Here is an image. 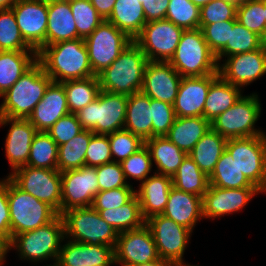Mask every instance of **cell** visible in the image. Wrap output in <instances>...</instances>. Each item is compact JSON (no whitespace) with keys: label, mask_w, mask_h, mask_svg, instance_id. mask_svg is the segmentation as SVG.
<instances>
[{"label":"cell","mask_w":266,"mask_h":266,"mask_svg":"<svg viewBox=\"0 0 266 266\" xmlns=\"http://www.w3.org/2000/svg\"><path fill=\"white\" fill-rule=\"evenodd\" d=\"M182 76L169 62L149 61L145 68L141 92L148 97L174 104Z\"/></svg>","instance_id":"20"},{"label":"cell","mask_w":266,"mask_h":266,"mask_svg":"<svg viewBox=\"0 0 266 266\" xmlns=\"http://www.w3.org/2000/svg\"><path fill=\"white\" fill-rule=\"evenodd\" d=\"M227 139L212 128L199 140L188 154L201 171L209 176L226 149Z\"/></svg>","instance_id":"34"},{"label":"cell","mask_w":266,"mask_h":266,"mask_svg":"<svg viewBox=\"0 0 266 266\" xmlns=\"http://www.w3.org/2000/svg\"><path fill=\"white\" fill-rule=\"evenodd\" d=\"M99 192L114 188L132 187L127 182L119 162H110L96 167Z\"/></svg>","instance_id":"51"},{"label":"cell","mask_w":266,"mask_h":266,"mask_svg":"<svg viewBox=\"0 0 266 266\" xmlns=\"http://www.w3.org/2000/svg\"><path fill=\"white\" fill-rule=\"evenodd\" d=\"M65 242L64 222L58 215L50 223L35 230L17 234L11 238V250L16 249L18 257L31 263L52 259L56 262L61 245Z\"/></svg>","instance_id":"4"},{"label":"cell","mask_w":266,"mask_h":266,"mask_svg":"<svg viewBox=\"0 0 266 266\" xmlns=\"http://www.w3.org/2000/svg\"><path fill=\"white\" fill-rule=\"evenodd\" d=\"M115 246L87 244L68 239L61 245L57 263L60 266H112L115 263Z\"/></svg>","instance_id":"23"},{"label":"cell","mask_w":266,"mask_h":266,"mask_svg":"<svg viewBox=\"0 0 266 266\" xmlns=\"http://www.w3.org/2000/svg\"><path fill=\"white\" fill-rule=\"evenodd\" d=\"M145 224L152 232L159 257L172 266H187L184 252L189 245L192 231L163 215H155Z\"/></svg>","instance_id":"13"},{"label":"cell","mask_w":266,"mask_h":266,"mask_svg":"<svg viewBox=\"0 0 266 266\" xmlns=\"http://www.w3.org/2000/svg\"><path fill=\"white\" fill-rule=\"evenodd\" d=\"M94 133L83 130L65 144L58 146L57 170L64 172L85 166V156Z\"/></svg>","instance_id":"39"},{"label":"cell","mask_w":266,"mask_h":266,"mask_svg":"<svg viewBox=\"0 0 266 266\" xmlns=\"http://www.w3.org/2000/svg\"><path fill=\"white\" fill-rule=\"evenodd\" d=\"M61 217L66 241L69 239L87 244L116 245L117 231L92 206L69 209Z\"/></svg>","instance_id":"8"},{"label":"cell","mask_w":266,"mask_h":266,"mask_svg":"<svg viewBox=\"0 0 266 266\" xmlns=\"http://www.w3.org/2000/svg\"><path fill=\"white\" fill-rule=\"evenodd\" d=\"M77 34L80 38L88 37L105 19L96 11L90 0H70Z\"/></svg>","instance_id":"44"},{"label":"cell","mask_w":266,"mask_h":266,"mask_svg":"<svg viewBox=\"0 0 266 266\" xmlns=\"http://www.w3.org/2000/svg\"><path fill=\"white\" fill-rule=\"evenodd\" d=\"M94 75L109 67L133 40L114 24L102 22L84 39Z\"/></svg>","instance_id":"11"},{"label":"cell","mask_w":266,"mask_h":266,"mask_svg":"<svg viewBox=\"0 0 266 266\" xmlns=\"http://www.w3.org/2000/svg\"><path fill=\"white\" fill-rule=\"evenodd\" d=\"M0 51H36L22 37L12 8L0 9Z\"/></svg>","instance_id":"42"},{"label":"cell","mask_w":266,"mask_h":266,"mask_svg":"<svg viewBox=\"0 0 266 266\" xmlns=\"http://www.w3.org/2000/svg\"><path fill=\"white\" fill-rule=\"evenodd\" d=\"M115 263L132 266L160 259L149 227L144 224L138 229L118 233L114 247Z\"/></svg>","instance_id":"17"},{"label":"cell","mask_w":266,"mask_h":266,"mask_svg":"<svg viewBox=\"0 0 266 266\" xmlns=\"http://www.w3.org/2000/svg\"><path fill=\"white\" fill-rule=\"evenodd\" d=\"M52 79L37 61L1 98L0 116L28 118L42 100Z\"/></svg>","instance_id":"3"},{"label":"cell","mask_w":266,"mask_h":266,"mask_svg":"<svg viewBox=\"0 0 266 266\" xmlns=\"http://www.w3.org/2000/svg\"><path fill=\"white\" fill-rule=\"evenodd\" d=\"M37 61L54 82L86 79L95 76L84 39L77 38L44 46Z\"/></svg>","instance_id":"1"},{"label":"cell","mask_w":266,"mask_h":266,"mask_svg":"<svg viewBox=\"0 0 266 266\" xmlns=\"http://www.w3.org/2000/svg\"><path fill=\"white\" fill-rule=\"evenodd\" d=\"M243 88L225 81L220 75L211 83L204 105V118L210 123L243 96Z\"/></svg>","instance_id":"32"},{"label":"cell","mask_w":266,"mask_h":266,"mask_svg":"<svg viewBox=\"0 0 266 266\" xmlns=\"http://www.w3.org/2000/svg\"><path fill=\"white\" fill-rule=\"evenodd\" d=\"M261 107V101L256 92L248 96L244 95L212 121L211 128L227 140L265 135L260 128H255L261 115Z\"/></svg>","instance_id":"9"},{"label":"cell","mask_w":266,"mask_h":266,"mask_svg":"<svg viewBox=\"0 0 266 266\" xmlns=\"http://www.w3.org/2000/svg\"><path fill=\"white\" fill-rule=\"evenodd\" d=\"M124 129L143 141L152 137L151 98L141 91L128 96Z\"/></svg>","instance_id":"28"},{"label":"cell","mask_w":266,"mask_h":266,"mask_svg":"<svg viewBox=\"0 0 266 266\" xmlns=\"http://www.w3.org/2000/svg\"><path fill=\"white\" fill-rule=\"evenodd\" d=\"M169 63L182 77L219 73L216 55L210 50L200 28L184 30Z\"/></svg>","instance_id":"5"},{"label":"cell","mask_w":266,"mask_h":266,"mask_svg":"<svg viewBox=\"0 0 266 266\" xmlns=\"http://www.w3.org/2000/svg\"><path fill=\"white\" fill-rule=\"evenodd\" d=\"M47 266H60V265L57 262H53L52 264H48Z\"/></svg>","instance_id":"63"},{"label":"cell","mask_w":266,"mask_h":266,"mask_svg":"<svg viewBox=\"0 0 266 266\" xmlns=\"http://www.w3.org/2000/svg\"><path fill=\"white\" fill-rule=\"evenodd\" d=\"M113 162L108 135L93 134L85 156V166L97 167Z\"/></svg>","instance_id":"52"},{"label":"cell","mask_w":266,"mask_h":266,"mask_svg":"<svg viewBox=\"0 0 266 266\" xmlns=\"http://www.w3.org/2000/svg\"><path fill=\"white\" fill-rule=\"evenodd\" d=\"M264 11H265V21H266V0H264Z\"/></svg>","instance_id":"64"},{"label":"cell","mask_w":266,"mask_h":266,"mask_svg":"<svg viewBox=\"0 0 266 266\" xmlns=\"http://www.w3.org/2000/svg\"><path fill=\"white\" fill-rule=\"evenodd\" d=\"M222 0H212L200 8V25H209L227 20H237V6Z\"/></svg>","instance_id":"48"},{"label":"cell","mask_w":266,"mask_h":266,"mask_svg":"<svg viewBox=\"0 0 266 266\" xmlns=\"http://www.w3.org/2000/svg\"><path fill=\"white\" fill-rule=\"evenodd\" d=\"M17 0H0V9L11 8Z\"/></svg>","instance_id":"60"},{"label":"cell","mask_w":266,"mask_h":266,"mask_svg":"<svg viewBox=\"0 0 266 266\" xmlns=\"http://www.w3.org/2000/svg\"><path fill=\"white\" fill-rule=\"evenodd\" d=\"M264 44L265 40L261 36L236 22L233 29H230L227 45L216 55V60L219 65L224 57L226 59L234 54L252 52Z\"/></svg>","instance_id":"40"},{"label":"cell","mask_w":266,"mask_h":266,"mask_svg":"<svg viewBox=\"0 0 266 266\" xmlns=\"http://www.w3.org/2000/svg\"><path fill=\"white\" fill-rule=\"evenodd\" d=\"M61 83L65 88L69 111L73 114L94 101L101 91L96 75L86 79L66 80Z\"/></svg>","instance_id":"38"},{"label":"cell","mask_w":266,"mask_h":266,"mask_svg":"<svg viewBox=\"0 0 266 266\" xmlns=\"http://www.w3.org/2000/svg\"><path fill=\"white\" fill-rule=\"evenodd\" d=\"M145 146L157 167L154 173L161 175L173 177L187 155L165 136L151 137L145 141Z\"/></svg>","instance_id":"31"},{"label":"cell","mask_w":266,"mask_h":266,"mask_svg":"<svg viewBox=\"0 0 266 266\" xmlns=\"http://www.w3.org/2000/svg\"><path fill=\"white\" fill-rule=\"evenodd\" d=\"M135 196L134 187L114 188L100 191L93 200L92 207L95 210L118 208L128 203Z\"/></svg>","instance_id":"53"},{"label":"cell","mask_w":266,"mask_h":266,"mask_svg":"<svg viewBox=\"0 0 266 266\" xmlns=\"http://www.w3.org/2000/svg\"><path fill=\"white\" fill-rule=\"evenodd\" d=\"M70 113L65 88L61 82L52 81L42 100L28 117L36 131L47 132L60 118Z\"/></svg>","instance_id":"24"},{"label":"cell","mask_w":266,"mask_h":266,"mask_svg":"<svg viewBox=\"0 0 266 266\" xmlns=\"http://www.w3.org/2000/svg\"><path fill=\"white\" fill-rule=\"evenodd\" d=\"M7 197L11 238L17 234L42 227L59 215L47 203L39 201L28 192L21 190L9 177Z\"/></svg>","instance_id":"7"},{"label":"cell","mask_w":266,"mask_h":266,"mask_svg":"<svg viewBox=\"0 0 266 266\" xmlns=\"http://www.w3.org/2000/svg\"><path fill=\"white\" fill-rule=\"evenodd\" d=\"M83 130L76 114L68 113L60 118L47 133L60 146L70 141Z\"/></svg>","instance_id":"54"},{"label":"cell","mask_w":266,"mask_h":266,"mask_svg":"<svg viewBox=\"0 0 266 266\" xmlns=\"http://www.w3.org/2000/svg\"><path fill=\"white\" fill-rule=\"evenodd\" d=\"M11 239L0 232V266L4 265L6 255L11 250Z\"/></svg>","instance_id":"58"},{"label":"cell","mask_w":266,"mask_h":266,"mask_svg":"<svg viewBox=\"0 0 266 266\" xmlns=\"http://www.w3.org/2000/svg\"><path fill=\"white\" fill-rule=\"evenodd\" d=\"M163 216L193 232L199 219H203L202 197L172 187Z\"/></svg>","instance_id":"26"},{"label":"cell","mask_w":266,"mask_h":266,"mask_svg":"<svg viewBox=\"0 0 266 266\" xmlns=\"http://www.w3.org/2000/svg\"><path fill=\"white\" fill-rule=\"evenodd\" d=\"M134 40L147 23L142 4L138 0H116L106 19Z\"/></svg>","instance_id":"33"},{"label":"cell","mask_w":266,"mask_h":266,"mask_svg":"<svg viewBox=\"0 0 266 266\" xmlns=\"http://www.w3.org/2000/svg\"><path fill=\"white\" fill-rule=\"evenodd\" d=\"M236 19L266 40L264 0H241L237 6Z\"/></svg>","instance_id":"43"},{"label":"cell","mask_w":266,"mask_h":266,"mask_svg":"<svg viewBox=\"0 0 266 266\" xmlns=\"http://www.w3.org/2000/svg\"><path fill=\"white\" fill-rule=\"evenodd\" d=\"M210 129L211 123L203 116L176 117L165 137L189 154Z\"/></svg>","instance_id":"29"},{"label":"cell","mask_w":266,"mask_h":266,"mask_svg":"<svg viewBox=\"0 0 266 266\" xmlns=\"http://www.w3.org/2000/svg\"><path fill=\"white\" fill-rule=\"evenodd\" d=\"M61 185V214L73 208L91 207L99 193L96 167L61 172Z\"/></svg>","instance_id":"15"},{"label":"cell","mask_w":266,"mask_h":266,"mask_svg":"<svg viewBox=\"0 0 266 266\" xmlns=\"http://www.w3.org/2000/svg\"><path fill=\"white\" fill-rule=\"evenodd\" d=\"M58 145L44 131H37L33 137L26 166L57 170Z\"/></svg>","instance_id":"41"},{"label":"cell","mask_w":266,"mask_h":266,"mask_svg":"<svg viewBox=\"0 0 266 266\" xmlns=\"http://www.w3.org/2000/svg\"><path fill=\"white\" fill-rule=\"evenodd\" d=\"M9 124L5 139V155L13 172L15 169L27 165L31 143L37 131L28 118L0 116L1 127Z\"/></svg>","instance_id":"21"},{"label":"cell","mask_w":266,"mask_h":266,"mask_svg":"<svg viewBox=\"0 0 266 266\" xmlns=\"http://www.w3.org/2000/svg\"><path fill=\"white\" fill-rule=\"evenodd\" d=\"M132 266H172L168 261L163 259L154 260L152 262L138 264V265H132Z\"/></svg>","instance_id":"59"},{"label":"cell","mask_w":266,"mask_h":266,"mask_svg":"<svg viewBox=\"0 0 266 266\" xmlns=\"http://www.w3.org/2000/svg\"><path fill=\"white\" fill-rule=\"evenodd\" d=\"M108 138L113 162L120 163L145 145L139 136L125 129L108 134Z\"/></svg>","instance_id":"46"},{"label":"cell","mask_w":266,"mask_h":266,"mask_svg":"<svg viewBox=\"0 0 266 266\" xmlns=\"http://www.w3.org/2000/svg\"><path fill=\"white\" fill-rule=\"evenodd\" d=\"M144 9L146 22L165 19L170 0H138Z\"/></svg>","instance_id":"56"},{"label":"cell","mask_w":266,"mask_h":266,"mask_svg":"<svg viewBox=\"0 0 266 266\" xmlns=\"http://www.w3.org/2000/svg\"><path fill=\"white\" fill-rule=\"evenodd\" d=\"M96 11L106 20L112 13L116 0H90Z\"/></svg>","instance_id":"57"},{"label":"cell","mask_w":266,"mask_h":266,"mask_svg":"<svg viewBox=\"0 0 266 266\" xmlns=\"http://www.w3.org/2000/svg\"><path fill=\"white\" fill-rule=\"evenodd\" d=\"M226 150L245 178L266 194V134L228 139Z\"/></svg>","instance_id":"10"},{"label":"cell","mask_w":266,"mask_h":266,"mask_svg":"<svg viewBox=\"0 0 266 266\" xmlns=\"http://www.w3.org/2000/svg\"><path fill=\"white\" fill-rule=\"evenodd\" d=\"M222 1H227V2H232V3H239L241 0H222Z\"/></svg>","instance_id":"62"},{"label":"cell","mask_w":266,"mask_h":266,"mask_svg":"<svg viewBox=\"0 0 266 266\" xmlns=\"http://www.w3.org/2000/svg\"><path fill=\"white\" fill-rule=\"evenodd\" d=\"M236 22L237 20H227L209 25H199L205 41L215 55L227 45L230 29H233Z\"/></svg>","instance_id":"49"},{"label":"cell","mask_w":266,"mask_h":266,"mask_svg":"<svg viewBox=\"0 0 266 266\" xmlns=\"http://www.w3.org/2000/svg\"><path fill=\"white\" fill-rule=\"evenodd\" d=\"M208 179L209 185L225 189L256 188L245 178L226 149Z\"/></svg>","instance_id":"35"},{"label":"cell","mask_w":266,"mask_h":266,"mask_svg":"<svg viewBox=\"0 0 266 266\" xmlns=\"http://www.w3.org/2000/svg\"><path fill=\"white\" fill-rule=\"evenodd\" d=\"M172 184L177 190L203 197L208 189L209 179L187 154L173 175Z\"/></svg>","instance_id":"36"},{"label":"cell","mask_w":266,"mask_h":266,"mask_svg":"<svg viewBox=\"0 0 266 266\" xmlns=\"http://www.w3.org/2000/svg\"><path fill=\"white\" fill-rule=\"evenodd\" d=\"M8 177L23 191L47 203L61 215V172L46 168L22 166Z\"/></svg>","instance_id":"12"},{"label":"cell","mask_w":266,"mask_h":266,"mask_svg":"<svg viewBox=\"0 0 266 266\" xmlns=\"http://www.w3.org/2000/svg\"><path fill=\"white\" fill-rule=\"evenodd\" d=\"M148 62L146 55L133 41L109 67L97 75L101 90L126 96L141 91Z\"/></svg>","instance_id":"2"},{"label":"cell","mask_w":266,"mask_h":266,"mask_svg":"<svg viewBox=\"0 0 266 266\" xmlns=\"http://www.w3.org/2000/svg\"><path fill=\"white\" fill-rule=\"evenodd\" d=\"M120 165L128 183L130 178L140 181V183L143 182L149 177L153 167L149 149L144 145L127 159L121 161Z\"/></svg>","instance_id":"47"},{"label":"cell","mask_w":266,"mask_h":266,"mask_svg":"<svg viewBox=\"0 0 266 266\" xmlns=\"http://www.w3.org/2000/svg\"><path fill=\"white\" fill-rule=\"evenodd\" d=\"M77 38L80 37L71 12L70 0H48L46 46Z\"/></svg>","instance_id":"27"},{"label":"cell","mask_w":266,"mask_h":266,"mask_svg":"<svg viewBox=\"0 0 266 266\" xmlns=\"http://www.w3.org/2000/svg\"><path fill=\"white\" fill-rule=\"evenodd\" d=\"M11 8L22 37L38 53L46 46L48 0H17Z\"/></svg>","instance_id":"16"},{"label":"cell","mask_w":266,"mask_h":266,"mask_svg":"<svg viewBox=\"0 0 266 266\" xmlns=\"http://www.w3.org/2000/svg\"><path fill=\"white\" fill-rule=\"evenodd\" d=\"M96 211L117 233L138 229L146 222L142 217L140 203L136 195L128 203L118 208Z\"/></svg>","instance_id":"37"},{"label":"cell","mask_w":266,"mask_h":266,"mask_svg":"<svg viewBox=\"0 0 266 266\" xmlns=\"http://www.w3.org/2000/svg\"><path fill=\"white\" fill-rule=\"evenodd\" d=\"M8 176L0 180V232L11 239L10 213L8 204Z\"/></svg>","instance_id":"55"},{"label":"cell","mask_w":266,"mask_h":266,"mask_svg":"<svg viewBox=\"0 0 266 266\" xmlns=\"http://www.w3.org/2000/svg\"><path fill=\"white\" fill-rule=\"evenodd\" d=\"M219 75L230 84L242 88L266 74V45L252 52L238 53L222 60Z\"/></svg>","instance_id":"18"},{"label":"cell","mask_w":266,"mask_h":266,"mask_svg":"<svg viewBox=\"0 0 266 266\" xmlns=\"http://www.w3.org/2000/svg\"><path fill=\"white\" fill-rule=\"evenodd\" d=\"M128 96L100 91L98 97L76 113L85 130L108 135L124 129Z\"/></svg>","instance_id":"6"},{"label":"cell","mask_w":266,"mask_h":266,"mask_svg":"<svg viewBox=\"0 0 266 266\" xmlns=\"http://www.w3.org/2000/svg\"><path fill=\"white\" fill-rule=\"evenodd\" d=\"M172 187L171 176L157 173L151 174L139 184L138 190H135V195L140 203L141 214L145 221L152 216L162 215Z\"/></svg>","instance_id":"25"},{"label":"cell","mask_w":266,"mask_h":266,"mask_svg":"<svg viewBox=\"0 0 266 266\" xmlns=\"http://www.w3.org/2000/svg\"><path fill=\"white\" fill-rule=\"evenodd\" d=\"M219 73L182 77L173 108L176 117H204V105L211 83Z\"/></svg>","instance_id":"22"},{"label":"cell","mask_w":266,"mask_h":266,"mask_svg":"<svg viewBox=\"0 0 266 266\" xmlns=\"http://www.w3.org/2000/svg\"><path fill=\"white\" fill-rule=\"evenodd\" d=\"M184 29L167 19L147 22L133 40L152 62H169Z\"/></svg>","instance_id":"14"},{"label":"cell","mask_w":266,"mask_h":266,"mask_svg":"<svg viewBox=\"0 0 266 266\" xmlns=\"http://www.w3.org/2000/svg\"><path fill=\"white\" fill-rule=\"evenodd\" d=\"M165 19L184 30L199 29L200 8L190 0H170Z\"/></svg>","instance_id":"45"},{"label":"cell","mask_w":266,"mask_h":266,"mask_svg":"<svg viewBox=\"0 0 266 266\" xmlns=\"http://www.w3.org/2000/svg\"><path fill=\"white\" fill-rule=\"evenodd\" d=\"M152 137L166 136L176 118L173 105L151 98Z\"/></svg>","instance_id":"50"},{"label":"cell","mask_w":266,"mask_h":266,"mask_svg":"<svg viewBox=\"0 0 266 266\" xmlns=\"http://www.w3.org/2000/svg\"><path fill=\"white\" fill-rule=\"evenodd\" d=\"M190 1L196 6H198L199 8H201L212 0H190Z\"/></svg>","instance_id":"61"},{"label":"cell","mask_w":266,"mask_h":266,"mask_svg":"<svg viewBox=\"0 0 266 266\" xmlns=\"http://www.w3.org/2000/svg\"><path fill=\"white\" fill-rule=\"evenodd\" d=\"M259 193L262 192L258 188L225 189L209 185L202 197L203 217L215 220L239 212Z\"/></svg>","instance_id":"19"},{"label":"cell","mask_w":266,"mask_h":266,"mask_svg":"<svg viewBox=\"0 0 266 266\" xmlns=\"http://www.w3.org/2000/svg\"><path fill=\"white\" fill-rule=\"evenodd\" d=\"M37 62V51H0V96Z\"/></svg>","instance_id":"30"}]
</instances>
